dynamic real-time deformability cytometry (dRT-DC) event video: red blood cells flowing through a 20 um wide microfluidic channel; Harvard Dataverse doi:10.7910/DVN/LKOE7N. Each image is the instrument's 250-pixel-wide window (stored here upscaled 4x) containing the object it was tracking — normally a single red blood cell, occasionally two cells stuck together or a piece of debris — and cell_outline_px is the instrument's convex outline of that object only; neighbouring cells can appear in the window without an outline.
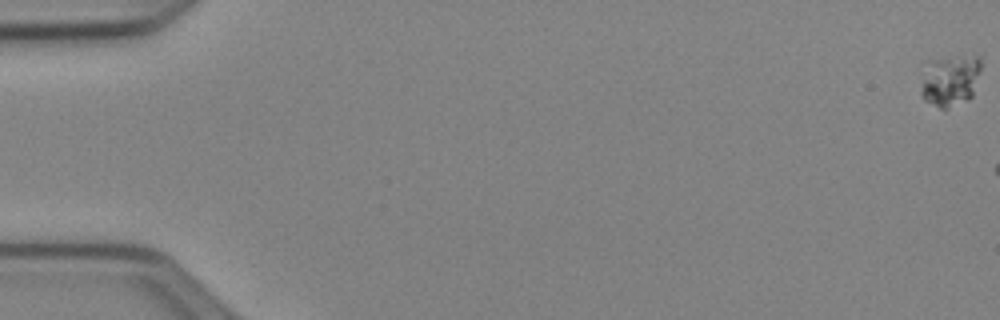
{"species": "Egyptian fruit bat (a non-hibernating species)", "species_latin": "Rousettus aegyptiacus", "temperature_condition": "cold", "stored_images_in_passage": 7, "camera_frame_rate_fps": 3000, "um_per_image_px": 0.085, "animal": {"sex": "female"}, "frame": {"image": 1, "passage_image": 1, "time_ms": 0.0, "image_size_px": [1000, 320], "cell_outline_px": [[980, 68], [972, 96], [968, 100], [944, 108], [940, 108], [924, 100], [924, 60], [976, 56], [980, 56]], "centroid_in_image_um": [80.78, 6.81], "position_along_channel_um": 4.2, "area_um2": 17.34}}